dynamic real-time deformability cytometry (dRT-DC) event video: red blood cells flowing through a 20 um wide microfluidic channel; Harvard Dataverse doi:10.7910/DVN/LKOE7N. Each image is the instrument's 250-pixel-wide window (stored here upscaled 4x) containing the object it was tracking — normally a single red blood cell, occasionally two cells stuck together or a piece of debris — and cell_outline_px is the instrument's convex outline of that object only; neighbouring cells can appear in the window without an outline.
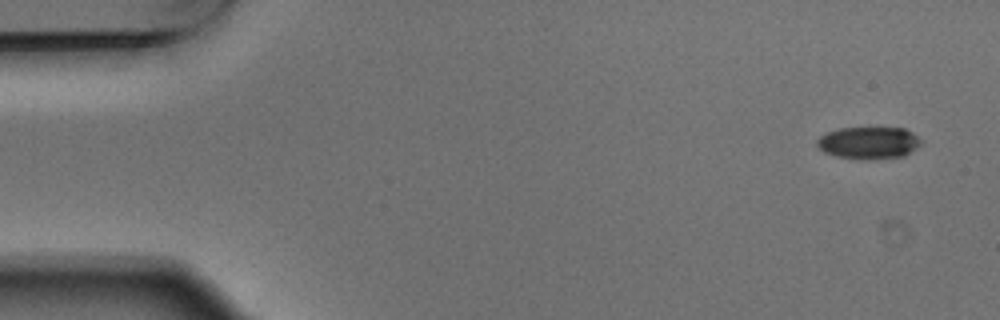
{"species": "Egyptian fruit bat (a non-hibernating species)", "species_latin": "Rousettus aegyptiacus", "temperature_condition": "warm", "stored_images_in_passage": 5, "camera_frame_rate_fps": 3000, "um_per_image_px": 0.085, "animal": {"sex": "male"}, "frame": {"image": 1, "passage_image": 1, "time_ms": 0.0, "image_size_px": [1000, 320], "cell_outline_px": [[924, 140], [916, 148], [904, 156], [836, 156], [824, 152], [816, 144], [816, 140], [820, 136], [828, 132], [840, 128], [904, 128], [912, 132]], "centroid_in_image_um": [73.86, 12.07], "position_along_channel_um": 11.1, "area_um2": 18.55}}
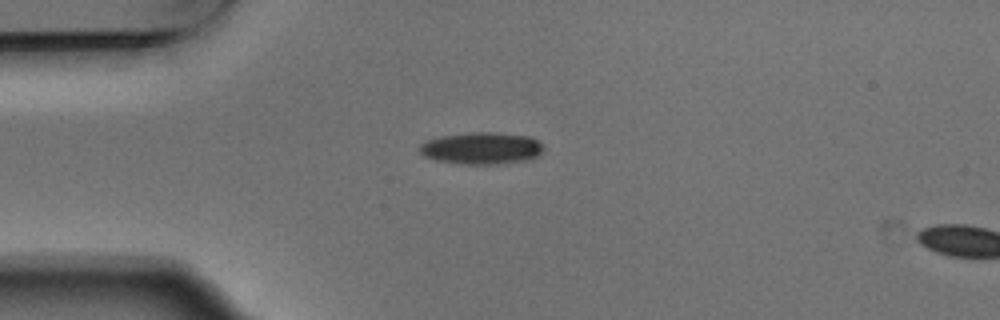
{"frame": {"image": 2, "passage_image": 4, "time_ms": 1.0, "image_size_px": [1000, 320], "cell_outline_px": [[544, 148], [536, 156], [524, 160], [496, 164], [456, 164], [436, 160], [424, 156], [416, 148], [420, 144], [428, 140], [440, 136], [472, 132], [492, 132], [528, 136], [536, 140]], "centroid_in_image_um": [40.85, 12.6], "position_along_channel_um": 44.2, "area_um2": 22.95}}